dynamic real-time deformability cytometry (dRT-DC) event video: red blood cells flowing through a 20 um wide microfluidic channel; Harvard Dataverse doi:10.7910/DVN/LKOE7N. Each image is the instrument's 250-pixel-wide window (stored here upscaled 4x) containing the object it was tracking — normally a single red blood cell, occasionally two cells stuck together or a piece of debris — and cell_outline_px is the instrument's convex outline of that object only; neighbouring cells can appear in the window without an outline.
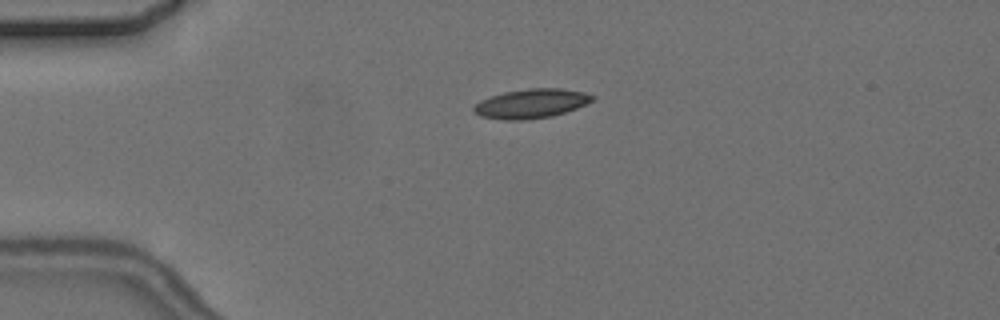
{"species": "common noctule bat (a hibernating species)", "species_latin": "Nyctalus noctula", "temperature_condition": "cold", "stored_images_in_passage": 3, "camera_frame_rate_fps": 3000, "um_per_image_px": 0.085, "animal": {"sex": "female", "body_mass_g": 24.6, "forearm_length_mm": 56.2}, "frame": {"image": 1, "passage_image": 2, "time_ms": 1.0, "image_size_px": [1000, 320], "cell_outline_px": [[596, 100], [576, 108], [552, 116], [524, 120], [504, 120], [480, 116], [472, 108], [480, 100], [504, 92], [528, 88], [560, 88], [584, 92], [596, 96]], "centroid_in_image_um": [45.19, 8.8], "position_along_channel_um": 39.8, "area_um2": 20.23}}